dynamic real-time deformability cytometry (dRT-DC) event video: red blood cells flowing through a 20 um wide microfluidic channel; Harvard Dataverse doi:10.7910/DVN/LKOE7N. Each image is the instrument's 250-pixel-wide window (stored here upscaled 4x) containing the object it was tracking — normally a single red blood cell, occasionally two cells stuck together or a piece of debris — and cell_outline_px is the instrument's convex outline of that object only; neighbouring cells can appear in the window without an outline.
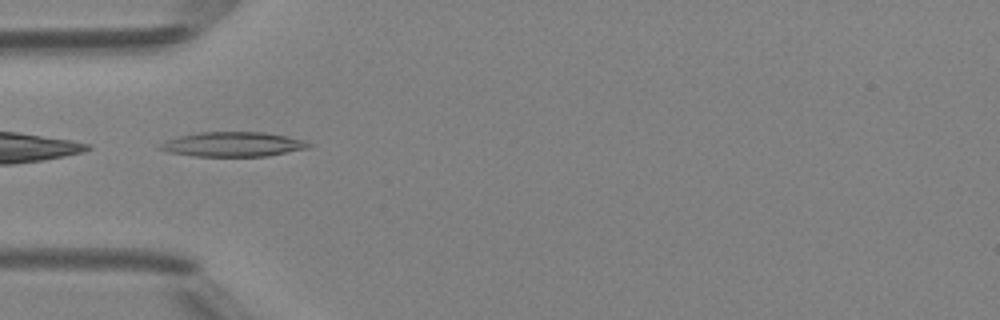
{"species": "Egyptian fruit bat (a non-hibernating species)", "species_latin": "Rousettus aegyptiacus", "temperature_condition": "room temperature", "stored_images_in_passage": 34, "camera_frame_rate_fps": 3000, "um_per_image_px": 0.085, "animal": {"sex": "female"}, "frame": {"image": 1, "passage_image": 1, "time_ms": 0.0, "image_size_px": [1000, 320], "cell_outline_px": [[312, 148], [268, 156], [196, 156], [168, 152], [156, 148], [160, 144], [168, 140], [180, 136], [200, 132], [264, 132], [288, 136], [308, 140], [312, 144]], "centroid_in_image_um": [19.9, 12.26], "position_along_channel_um": 65.1, "area_um2": 21.56}}
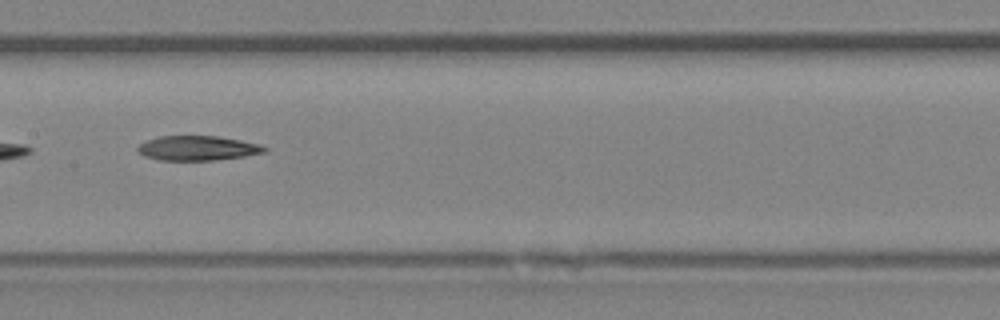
{"frame": {"image": 2, "passage_image": 10, "time_ms": 3.0, "image_size_px": [1000, 320], "cell_outline_px": [[268, 152], [244, 156], [212, 160], [160, 160], [144, 156], [136, 148], [140, 144], [148, 140], [160, 136], [216, 136], [240, 140], [260, 144], [268, 148]], "centroid_in_image_um": [16.83, 12.59], "position_along_channel_um": 190.6, "area_um2": 18.09}}
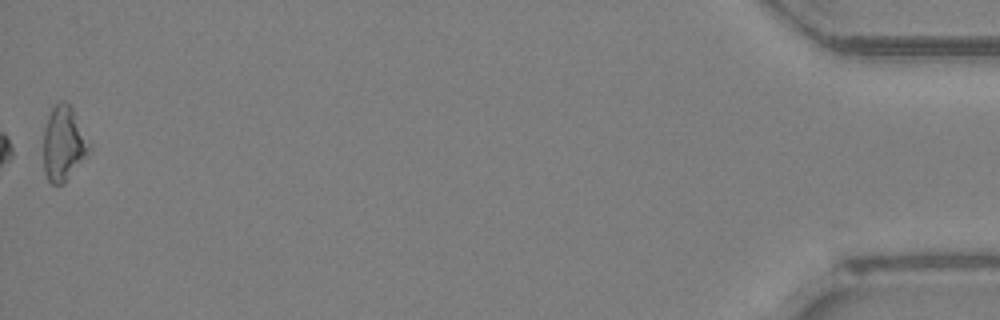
{"frame": {"image": 3, "passage_image": 34, "time_ms": 11.0, "image_size_px": [1000, 320], "cell_outline_px": [[92, 148], [88, 156], [64, 184], [52, 184], [48, 180], [44, 172], [44, 128], [48, 116], [52, 108], [60, 100], [64, 100], [72, 108], [92, 144]], "centroid_in_image_um": [5.44, 12.22], "position_along_channel_um": 429.8, "area_um2": 20.29}}